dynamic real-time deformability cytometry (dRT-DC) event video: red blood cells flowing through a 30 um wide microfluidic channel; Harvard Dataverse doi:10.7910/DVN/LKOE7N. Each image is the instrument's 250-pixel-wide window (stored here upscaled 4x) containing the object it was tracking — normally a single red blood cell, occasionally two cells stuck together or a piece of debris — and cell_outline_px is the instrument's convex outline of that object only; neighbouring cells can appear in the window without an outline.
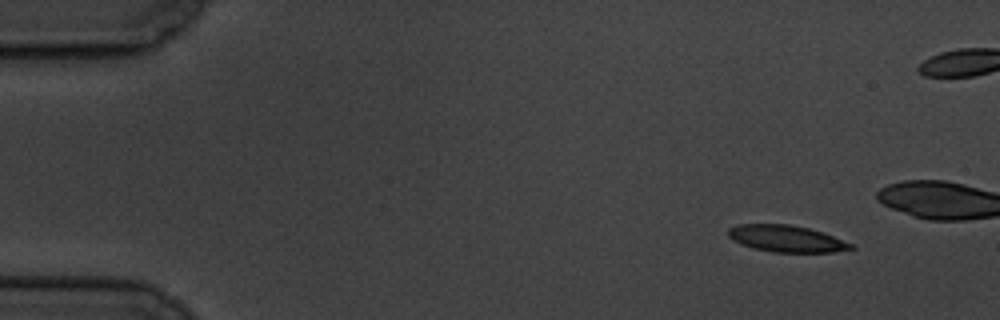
{"species": "common noctule bat (a hibernating species)", "species_latin": "Nyctalus noctula", "temperature_condition": "cold", "stored_images_in_passage": 17, "camera_frame_rate_fps": 3000, "um_per_image_px": 0.085, "animal": {"sex": "male", "body_mass_g": 19.5, "forearm_length_mm": 54.6}, "frame": {"image": 1, "passage_image": 1, "time_ms": 0.0, "image_size_px": [1000, 320], "cell_outline_px": [[856, 248], [832, 252], [772, 252], [752, 248], [740, 244], [732, 240], [728, 236], [728, 228], [740, 224], [788, 224], [808, 228], [832, 236], [852, 244]], "centroid_in_image_um": [66.79, 20.29], "position_along_channel_um": 18.2, "area_um2": 18.96}}
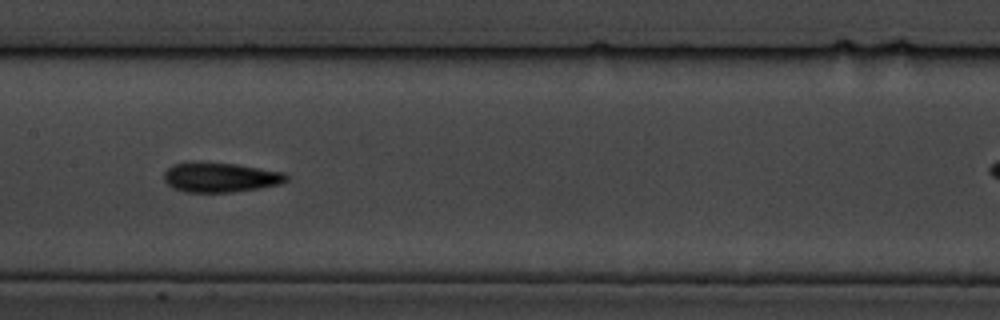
{"frame": {"image": 2, "passage_image": 8, "time_ms": 8.0, "image_size_px": [1000, 320], "cell_outline_px": [[288, 180], [280, 184], [260, 188], [232, 192], [184, 192], [172, 188], [164, 180], [164, 172], [172, 164], [236, 164], [284, 172], [288, 176]], "centroid_in_image_um": [18.76, 15.11], "position_along_channel_um": 188.6, "area_um2": 20.69}}
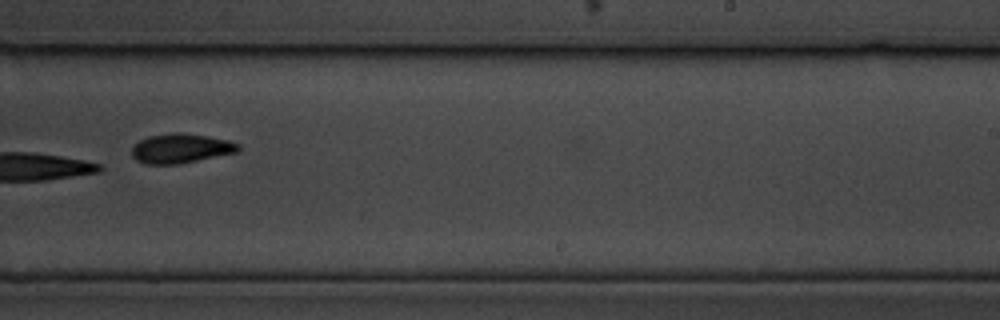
{"frame": {"image": 3, "passage_image": 12, "time_ms": 13.333, "image_size_px": [1000, 320], "cell_outline_px": [[240, 148], [236, 152], [180, 164], [144, 164], [136, 160], [132, 156], [132, 148], [140, 140], [148, 136], [172, 132], [180, 132], [208, 136], [228, 140], [240, 144]], "centroid_in_image_um": [15.35, 12.61], "position_along_channel_um": 273.6, "area_um2": 18.32}}